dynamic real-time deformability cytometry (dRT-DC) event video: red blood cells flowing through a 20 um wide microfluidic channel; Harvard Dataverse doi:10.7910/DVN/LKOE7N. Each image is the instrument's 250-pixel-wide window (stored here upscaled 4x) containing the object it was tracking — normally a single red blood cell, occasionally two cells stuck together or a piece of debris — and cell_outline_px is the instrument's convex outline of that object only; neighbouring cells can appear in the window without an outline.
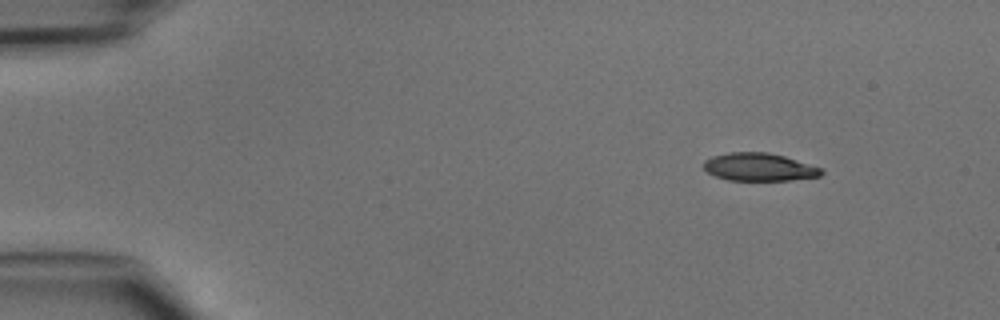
{"species": "common noctule bat (a hibernating species)", "species_latin": "Nyctalus noctula", "temperature_condition": "cold", "stored_images_in_passage": 43, "camera_frame_rate_fps": 3000, "um_per_image_px": 0.085, "animal": {"sex": "male", "body_mass_g": 15.6}, "frame": {"image": 1, "passage_image": 1, "time_ms": 0.0, "image_size_px": [1000, 320], "cell_outline_px": [[824, 172], [820, 176], [788, 180], [728, 180], [716, 176], [708, 172], [704, 168], [704, 160], [712, 156], [728, 152], [768, 152], [784, 156], [824, 168]], "centroid_in_image_um": [64.55, 14.19], "position_along_channel_um": 20.5, "area_um2": 19.13}}
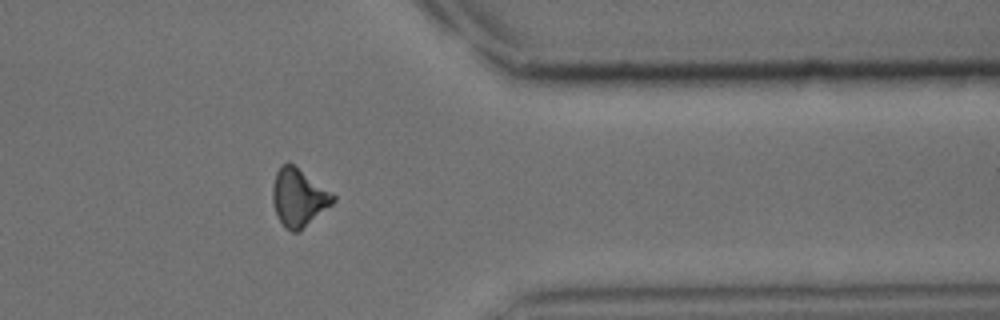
{"frame": {"image": 2, "passage_image": 34, "time_ms": 11.0, "image_size_px": [1000, 320], "cell_outline_px": [[336, 200], [332, 204], [296, 232], [292, 232], [280, 220], [276, 212], [272, 200], [272, 184], [276, 172], [280, 164], [292, 164], [336, 196]], "centroid_in_image_um": [25.35, 16.76], "position_along_channel_um": 386.0, "area_um2": 19.59}}
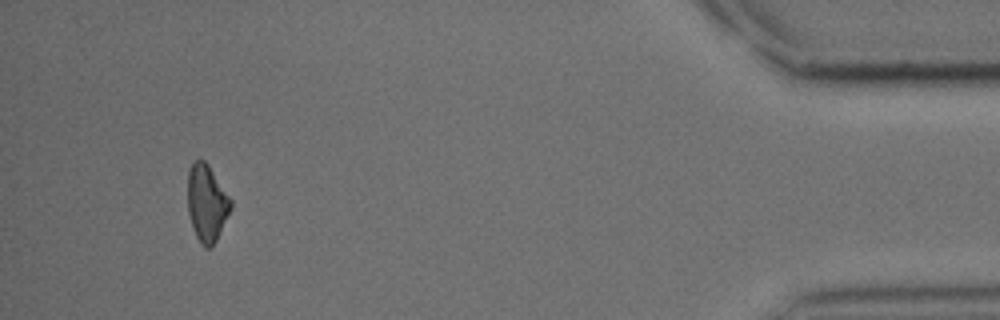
{"frame": {"image": 3, "passage_image": 40, "time_ms": 13.0, "image_size_px": [1000, 320], "cell_outline_px": [[232, 208], [216, 240], [208, 248], [204, 248], [200, 244], [192, 228], [188, 212], [188, 172], [192, 164], [196, 160], [204, 160], [208, 164], [232, 200]], "centroid_in_image_um": [17.58, 17.27], "position_along_channel_um": 417.6, "area_um2": 19.25}}